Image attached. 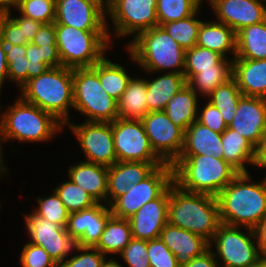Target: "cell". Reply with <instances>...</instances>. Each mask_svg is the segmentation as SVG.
Wrapping results in <instances>:
<instances>
[{"label":"cell","mask_w":266,"mask_h":267,"mask_svg":"<svg viewBox=\"0 0 266 267\" xmlns=\"http://www.w3.org/2000/svg\"><path fill=\"white\" fill-rule=\"evenodd\" d=\"M250 173H239L216 196L222 224L256 227L266 216V178L253 183Z\"/></svg>","instance_id":"obj_1"},{"label":"cell","mask_w":266,"mask_h":267,"mask_svg":"<svg viewBox=\"0 0 266 267\" xmlns=\"http://www.w3.org/2000/svg\"><path fill=\"white\" fill-rule=\"evenodd\" d=\"M168 223L211 242L221 224L217 198L185 191L173 182L169 186Z\"/></svg>","instance_id":"obj_2"},{"label":"cell","mask_w":266,"mask_h":267,"mask_svg":"<svg viewBox=\"0 0 266 267\" xmlns=\"http://www.w3.org/2000/svg\"><path fill=\"white\" fill-rule=\"evenodd\" d=\"M172 166L173 182L181 189L215 197L239 174L224 159L207 155H180Z\"/></svg>","instance_id":"obj_3"},{"label":"cell","mask_w":266,"mask_h":267,"mask_svg":"<svg viewBox=\"0 0 266 267\" xmlns=\"http://www.w3.org/2000/svg\"><path fill=\"white\" fill-rule=\"evenodd\" d=\"M62 126L54 115L19 97L0 115V145L8 140L47 142Z\"/></svg>","instance_id":"obj_4"},{"label":"cell","mask_w":266,"mask_h":267,"mask_svg":"<svg viewBox=\"0 0 266 267\" xmlns=\"http://www.w3.org/2000/svg\"><path fill=\"white\" fill-rule=\"evenodd\" d=\"M20 97L54 115L66 125L73 107V68L51 67L40 76L27 80Z\"/></svg>","instance_id":"obj_5"},{"label":"cell","mask_w":266,"mask_h":267,"mask_svg":"<svg viewBox=\"0 0 266 267\" xmlns=\"http://www.w3.org/2000/svg\"><path fill=\"white\" fill-rule=\"evenodd\" d=\"M126 48L129 50V57L147 73L168 69H174L171 71L174 73H184L185 50L162 26L141 32Z\"/></svg>","instance_id":"obj_6"},{"label":"cell","mask_w":266,"mask_h":267,"mask_svg":"<svg viewBox=\"0 0 266 267\" xmlns=\"http://www.w3.org/2000/svg\"><path fill=\"white\" fill-rule=\"evenodd\" d=\"M56 45L62 66L92 67L101 61L112 43L110 30H80L55 24Z\"/></svg>","instance_id":"obj_7"},{"label":"cell","mask_w":266,"mask_h":267,"mask_svg":"<svg viewBox=\"0 0 266 267\" xmlns=\"http://www.w3.org/2000/svg\"><path fill=\"white\" fill-rule=\"evenodd\" d=\"M73 109L89 122H113L118 118L117 101L103 91L98 62L92 67L73 68Z\"/></svg>","instance_id":"obj_8"},{"label":"cell","mask_w":266,"mask_h":267,"mask_svg":"<svg viewBox=\"0 0 266 267\" xmlns=\"http://www.w3.org/2000/svg\"><path fill=\"white\" fill-rule=\"evenodd\" d=\"M246 233L239 226L220 224L209 247L214 244V257L220 258L222 267H254L263 258L257 248L253 230L245 227ZM214 241V242H213Z\"/></svg>","instance_id":"obj_9"},{"label":"cell","mask_w":266,"mask_h":267,"mask_svg":"<svg viewBox=\"0 0 266 267\" xmlns=\"http://www.w3.org/2000/svg\"><path fill=\"white\" fill-rule=\"evenodd\" d=\"M172 183L173 166L164 163L116 198L109 205L111 214L118 218H130L145 203L158 198Z\"/></svg>","instance_id":"obj_10"},{"label":"cell","mask_w":266,"mask_h":267,"mask_svg":"<svg viewBox=\"0 0 266 267\" xmlns=\"http://www.w3.org/2000/svg\"><path fill=\"white\" fill-rule=\"evenodd\" d=\"M111 125L117 161L164 163L152 150L141 120L117 118Z\"/></svg>","instance_id":"obj_11"},{"label":"cell","mask_w":266,"mask_h":267,"mask_svg":"<svg viewBox=\"0 0 266 267\" xmlns=\"http://www.w3.org/2000/svg\"><path fill=\"white\" fill-rule=\"evenodd\" d=\"M157 0H111L108 16L113 21L115 37L135 34L158 26Z\"/></svg>","instance_id":"obj_12"},{"label":"cell","mask_w":266,"mask_h":267,"mask_svg":"<svg viewBox=\"0 0 266 267\" xmlns=\"http://www.w3.org/2000/svg\"><path fill=\"white\" fill-rule=\"evenodd\" d=\"M141 122L155 154L164 163L173 164L182 152L185 132L164 111L148 112Z\"/></svg>","instance_id":"obj_13"},{"label":"cell","mask_w":266,"mask_h":267,"mask_svg":"<svg viewBox=\"0 0 266 267\" xmlns=\"http://www.w3.org/2000/svg\"><path fill=\"white\" fill-rule=\"evenodd\" d=\"M68 124L86 156V162L107 167L117 162L111 123L86 121L77 125L69 121Z\"/></svg>","instance_id":"obj_14"},{"label":"cell","mask_w":266,"mask_h":267,"mask_svg":"<svg viewBox=\"0 0 266 267\" xmlns=\"http://www.w3.org/2000/svg\"><path fill=\"white\" fill-rule=\"evenodd\" d=\"M25 225L30 243L44 250L60 265L75 248L76 241L69 235L66 228L36 216L33 212L25 214Z\"/></svg>","instance_id":"obj_15"},{"label":"cell","mask_w":266,"mask_h":267,"mask_svg":"<svg viewBox=\"0 0 266 267\" xmlns=\"http://www.w3.org/2000/svg\"><path fill=\"white\" fill-rule=\"evenodd\" d=\"M228 127L237 131L257 149L266 135V99L242 96L235 117Z\"/></svg>","instance_id":"obj_16"},{"label":"cell","mask_w":266,"mask_h":267,"mask_svg":"<svg viewBox=\"0 0 266 267\" xmlns=\"http://www.w3.org/2000/svg\"><path fill=\"white\" fill-rule=\"evenodd\" d=\"M106 15L88 0H56L54 23L80 30H108Z\"/></svg>","instance_id":"obj_17"},{"label":"cell","mask_w":266,"mask_h":267,"mask_svg":"<svg viewBox=\"0 0 266 267\" xmlns=\"http://www.w3.org/2000/svg\"><path fill=\"white\" fill-rule=\"evenodd\" d=\"M109 206L102 203L69 215L66 231L81 247H95L100 240L108 219L112 216Z\"/></svg>","instance_id":"obj_18"},{"label":"cell","mask_w":266,"mask_h":267,"mask_svg":"<svg viewBox=\"0 0 266 267\" xmlns=\"http://www.w3.org/2000/svg\"><path fill=\"white\" fill-rule=\"evenodd\" d=\"M218 22L236 33L243 27L266 19V4L261 0H209Z\"/></svg>","instance_id":"obj_19"},{"label":"cell","mask_w":266,"mask_h":267,"mask_svg":"<svg viewBox=\"0 0 266 267\" xmlns=\"http://www.w3.org/2000/svg\"><path fill=\"white\" fill-rule=\"evenodd\" d=\"M169 187L156 199L145 203L128 218L132 238L141 240L157 239L168 223Z\"/></svg>","instance_id":"obj_20"},{"label":"cell","mask_w":266,"mask_h":267,"mask_svg":"<svg viewBox=\"0 0 266 267\" xmlns=\"http://www.w3.org/2000/svg\"><path fill=\"white\" fill-rule=\"evenodd\" d=\"M164 163H145L140 161H117L108 167L106 204L108 206L123 195L130 186L139 183L156 167Z\"/></svg>","instance_id":"obj_21"},{"label":"cell","mask_w":266,"mask_h":267,"mask_svg":"<svg viewBox=\"0 0 266 267\" xmlns=\"http://www.w3.org/2000/svg\"><path fill=\"white\" fill-rule=\"evenodd\" d=\"M159 238L175 255L180 267L209 249V242L203 237L169 223L164 226Z\"/></svg>","instance_id":"obj_22"},{"label":"cell","mask_w":266,"mask_h":267,"mask_svg":"<svg viewBox=\"0 0 266 267\" xmlns=\"http://www.w3.org/2000/svg\"><path fill=\"white\" fill-rule=\"evenodd\" d=\"M232 78L243 96L266 99V59H233Z\"/></svg>","instance_id":"obj_23"},{"label":"cell","mask_w":266,"mask_h":267,"mask_svg":"<svg viewBox=\"0 0 266 267\" xmlns=\"http://www.w3.org/2000/svg\"><path fill=\"white\" fill-rule=\"evenodd\" d=\"M68 177L73 183L88 192L98 203L104 201L106 204L107 166L81 161L68 169Z\"/></svg>","instance_id":"obj_24"},{"label":"cell","mask_w":266,"mask_h":267,"mask_svg":"<svg viewBox=\"0 0 266 267\" xmlns=\"http://www.w3.org/2000/svg\"><path fill=\"white\" fill-rule=\"evenodd\" d=\"M222 134L216 133L197 120L185 131L180 155H207L223 159Z\"/></svg>","instance_id":"obj_25"},{"label":"cell","mask_w":266,"mask_h":267,"mask_svg":"<svg viewBox=\"0 0 266 267\" xmlns=\"http://www.w3.org/2000/svg\"><path fill=\"white\" fill-rule=\"evenodd\" d=\"M187 84L184 74L167 72L153 80L146 79L149 112L164 111L167 103Z\"/></svg>","instance_id":"obj_26"},{"label":"cell","mask_w":266,"mask_h":267,"mask_svg":"<svg viewBox=\"0 0 266 267\" xmlns=\"http://www.w3.org/2000/svg\"><path fill=\"white\" fill-rule=\"evenodd\" d=\"M196 45L220 53L227 58L230 51L236 57V32L222 22H203L199 28Z\"/></svg>","instance_id":"obj_27"},{"label":"cell","mask_w":266,"mask_h":267,"mask_svg":"<svg viewBox=\"0 0 266 267\" xmlns=\"http://www.w3.org/2000/svg\"><path fill=\"white\" fill-rule=\"evenodd\" d=\"M223 159L239 173H248L245 163L255 165L256 148L237 131L227 129L222 133Z\"/></svg>","instance_id":"obj_28"},{"label":"cell","mask_w":266,"mask_h":267,"mask_svg":"<svg viewBox=\"0 0 266 267\" xmlns=\"http://www.w3.org/2000/svg\"><path fill=\"white\" fill-rule=\"evenodd\" d=\"M198 95L186 84L167 103L164 110L168 118L184 132L197 120Z\"/></svg>","instance_id":"obj_29"},{"label":"cell","mask_w":266,"mask_h":267,"mask_svg":"<svg viewBox=\"0 0 266 267\" xmlns=\"http://www.w3.org/2000/svg\"><path fill=\"white\" fill-rule=\"evenodd\" d=\"M232 59H266V19L236 33V57Z\"/></svg>","instance_id":"obj_30"},{"label":"cell","mask_w":266,"mask_h":267,"mask_svg":"<svg viewBox=\"0 0 266 267\" xmlns=\"http://www.w3.org/2000/svg\"><path fill=\"white\" fill-rule=\"evenodd\" d=\"M146 79L132 78L117 101L118 118L141 120L149 111L146 102Z\"/></svg>","instance_id":"obj_31"},{"label":"cell","mask_w":266,"mask_h":267,"mask_svg":"<svg viewBox=\"0 0 266 267\" xmlns=\"http://www.w3.org/2000/svg\"><path fill=\"white\" fill-rule=\"evenodd\" d=\"M132 232L128 219L111 216L95 246L102 254H120L131 241Z\"/></svg>","instance_id":"obj_32"},{"label":"cell","mask_w":266,"mask_h":267,"mask_svg":"<svg viewBox=\"0 0 266 267\" xmlns=\"http://www.w3.org/2000/svg\"><path fill=\"white\" fill-rule=\"evenodd\" d=\"M232 64L233 60L223 58L215 65V69L202 70L193 75L187 84L197 95L199 92V94L208 97L219 85L232 78Z\"/></svg>","instance_id":"obj_33"},{"label":"cell","mask_w":266,"mask_h":267,"mask_svg":"<svg viewBox=\"0 0 266 267\" xmlns=\"http://www.w3.org/2000/svg\"><path fill=\"white\" fill-rule=\"evenodd\" d=\"M98 77L103 91L116 101L125 92L131 79L123 66L113 63L109 59L107 60L106 57L98 62Z\"/></svg>","instance_id":"obj_34"},{"label":"cell","mask_w":266,"mask_h":267,"mask_svg":"<svg viewBox=\"0 0 266 267\" xmlns=\"http://www.w3.org/2000/svg\"><path fill=\"white\" fill-rule=\"evenodd\" d=\"M242 96L236 81L230 78L227 82L219 85L207 99L208 102L219 110L224 122L228 126L235 117L238 102Z\"/></svg>","instance_id":"obj_35"},{"label":"cell","mask_w":266,"mask_h":267,"mask_svg":"<svg viewBox=\"0 0 266 267\" xmlns=\"http://www.w3.org/2000/svg\"><path fill=\"white\" fill-rule=\"evenodd\" d=\"M0 41L8 63V79L15 81L21 89L28 80L29 60L26 58V44L13 45L1 35Z\"/></svg>","instance_id":"obj_36"},{"label":"cell","mask_w":266,"mask_h":267,"mask_svg":"<svg viewBox=\"0 0 266 267\" xmlns=\"http://www.w3.org/2000/svg\"><path fill=\"white\" fill-rule=\"evenodd\" d=\"M26 58L29 60L28 80L51 67L62 66L57 46H36L32 43L26 44Z\"/></svg>","instance_id":"obj_37"},{"label":"cell","mask_w":266,"mask_h":267,"mask_svg":"<svg viewBox=\"0 0 266 267\" xmlns=\"http://www.w3.org/2000/svg\"><path fill=\"white\" fill-rule=\"evenodd\" d=\"M198 9L193 15L181 20L171 21L162 25L165 31L186 51L196 45L202 21L195 19Z\"/></svg>","instance_id":"obj_38"},{"label":"cell","mask_w":266,"mask_h":267,"mask_svg":"<svg viewBox=\"0 0 266 267\" xmlns=\"http://www.w3.org/2000/svg\"><path fill=\"white\" fill-rule=\"evenodd\" d=\"M203 0H157L158 26L193 15Z\"/></svg>","instance_id":"obj_39"},{"label":"cell","mask_w":266,"mask_h":267,"mask_svg":"<svg viewBox=\"0 0 266 267\" xmlns=\"http://www.w3.org/2000/svg\"><path fill=\"white\" fill-rule=\"evenodd\" d=\"M223 58L224 57L220 53L211 51L198 45L186 50L185 67L183 73L186 82L193 75L200 73L202 70L215 69V65L218 64Z\"/></svg>","instance_id":"obj_40"},{"label":"cell","mask_w":266,"mask_h":267,"mask_svg":"<svg viewBox=\"0 0 266 267\" xmlns=\"http://www.w3.org/2000/svg\"><path fill=\"white\" fill-rule=\"evenodd\" d=\"M67 210L77 212L91 208L98 202L70 179L54 189Z\"/></svg>","instance_id":"obj_41"},{"label":"cell","mask_w":266,"mask_h":267,"mask_svg":"<svg viewBox=\"0 0 266 267\" xmlns=\"http://www.w3.org/2000/svg\"><path fill=\"white\" fill-rule=\"evenodd\" d=\"M55 6L56 0H19L15 10L26 18L49 24L55 22Z\"/></svg>","instance_id":"obj_42"},{"label":"cell","mask_w":266,"mask_h":267,"mask_svg":"<svg viewBox=\"0 0 266 267\" xmlns=\"http://www.w3.org/2000/svg\"><path fill=\"white\" fill-rule=\"evenodd\" d=\"M37 202L39 207L32 211L36 216L44 217L48 221L66 228L70 212L55 191L49 197L37 198Z\"/></svg>","instance_id":"obj_43"},{"label":"cell","mask_w":266,"mask_h":267,"mask_svg":"<svg viewBox=\"0 0 266 267\" xmlns=\"http://www.w3.org/2000/svg\"><path fill=\"white\" fill-rule=\"evenodd\" d=\"M74 250L78 255L70 256L59 267H101L107 256L95 247H81L76 245Z\"/></svg>","instance_id":"obj_44"},{"label":"cell","mask_w":266,"mask_h":267,"mask_svg":"<svg viewBox=\"0 0 266 267\" xmlns=\"http://www.w3.org/2000/svg\"><path fill=\"white\" fill-rule=\"evenodd\" d=\"M147 253L150 267H180L175 255L160 238L147 241Z\"/></svg>","instance_id":"obj_45"},{"label":"cell","mask_w":266,"mask_h":267,"mask_svg":"<svg viewBox=\"0 0 266 267\" xmlns=\"http://www.w3.org/2000/svg\"><path fill=\"white\" fill-rule=\"evenodd\" d=\"M20 262L22 267H59L44 248L30 242L24 244Z\"/></svg>","instance_id":"obj_46"},{"label":"cell","mask_w":266,"mask_h":267,"mask_svg":"<svg viewBox=\"0 0 266 267\" xmlns=\"http://www.w3.org/2000/svg\"><path fill=\"white\" fill-rule=\"evenodd\" d=\"M120 255L129 267H150L146 240L132 238Z\"/></svg>","instance_id":"obj_47"},{"label":"cell","mask_w":266,"mask_h":267,"mask_svg":"<svg viewBox=\"0 0 266 267\" xmlns=\"http://www.w3.org/2000/svg\"><path fill=\"white\" fill-rule=\"evenodd\" d=\"M197 121L220 134L228 127L219 110L210 102H207L200 112L198 111Z\"/></svg>","instance_id":"obj_48"},{"label":"cell","mask_w":266,"mask_h":267,"mask_svg":"<svg viewBox=\"0 0 266 267\" xmlns=\"http://www.w3.org/2000/svg\"><path fill=\"white\" fill-rule=\"evenodd\" d=\"M0 35L13 45L29 43L26 37H23L21 28L6 13L0 14Z\"/></svg>","instance_id":"obj_49"},{"label":"cell","mask_w":266,"mask_h":267,"mask_svg":"<svg viewBox=\"0 0 266 267\" xmlns=\"http://www.w3.org/2000/svg\"><path fill=\"white\" fill-rule=\"evenodd\" d=\"M22 30L23 37H26L27 41L31 43L33 40L34 36L37 34V32L40 30L41 26L43 23L26 18L22 15H20L18 18L17 17H12L11 16V11L6 13Z\"/></svg>","instance_id":"obj_50"},{"label":"cell","mask_w":266,"mask_h":267,"mask_svg":"<svg viewBox=\"0 0 266 267\" xmlns=\"http://www.w3.org/2000/svg\"><path fill=\"white\" fill-rule=\"evenodd\" d=\"M31 43L38 47L57 46L55 23L43 24Z\"/></svg>","instance_id":"obj_51"},{"label":"cell","mask_w":266,"mask_h":267,"mask_svg":"<svg viewBox=\"0 0 266 267\" xmlns=\"http://www.w3.org/2000/svg\"><path fill=\"white\" fill-rule=\"evenodd\" d=\"M212 247L213 246L209 247V249L202 255L194 257L190 263L182 267H221V265H218L220 264V262H218V259L214 257L211 249Z\"/></svg>","instance_id":"obj_52"},{"label":"cell","mask_w":266,"mask_h":267,"mask_svg":"<svg viewBox=\"0 0 266 267\" xmlns=\"http://www.w3.org/2000/svg\"><path fill=\"white\" fill-rule=\"evenodd\" d=\"M252 230L259 253L263 259H266V216Z\"/></svg>","instance_id":"obj_53"},{"label":"cell","mask_w":266,"mask_h":267,"mask_svg":"<svg viewBox=\"0 0 266 267\" xmlns=\"http://www.w3.org/2000/svg\"><path fill=\"white\" fill-rule=\"evenodd\" d=\"M255 166L266 168V135L256 149Z\"/></svg>","instance_id":"obj_54"},{"label":"cell","mask_w":266,"mask_h":267,"mask_svg":"<svg viewBox=\"0 0 266 267\" xmlns=\"http://www.w3.org/2000/svg\"><path fill=\"white\" fill-rule=\"evenodd\" d=\"M5 79H8V63L6 60V54L1 47L0 41V91L3 86L2 84L5 82Z\"/></svg>","instance_id":"obj_55"},{"label":"cell","mask_w":266,"mask_h":267,"mask_svg":"<svg viewBox=\"0 0 266 267\" xmlns=\"http://www.w3.org/2000/svg\"><path fill=\"white\" fill-rule=\"evenodd\" d=\"M15 0H0V14H5L10 12L11 7L12 9L16 6Z\"/></svg>","instance_id":"obj_56"},{"label":"cell","mask_w":266,"mask_h":267,"mask_svg":"<svg viewBox=\"0 0 266 267\" xmlns=\"http://www.w3.org/2000/svg\"><path fill=\"white\" fill-rule=\"evenodd\" d=\"M99 6L106 14L108 13L111 5V0H88Z\"/></svg>","instance_id":"obj_57"},{"label":"cell","mask_w":266,"mask_h":267,"mask_svg":"<svg viewBox=\"0 0 266 267\" xmlns=\"http://www.w3.org/2000/svg\"><path fill=\"white\" fill-rule=\"evenodd\" d=\"M101 267H123V266H121L114 259H109L107 261L105 259L104 262L102 263Z\"/></svg>","instance_id":"obj_58"},{"label":"cell","mask_w":266,"mask_h":267,"mask_svg":"<svg viewBox=\"0 0 266 267\" xmlns=\"http://www.w3.org/2000/svg\"><path fill=\"white\" fill-rule=\"evenodd\" d=\"M3 157H0V178L2 177V175L5 173L6 174V172H7V168L8 167H6V164L4 163V160L2 159Z\"/></svg>","instance_id":"obj_59"},{"label":"cell","mask_w":266,"mask_h":267,"mask_svg":"<svg viewBox=\"0 0 266 267\" xmlns=\"http://www.w3.org/2000/svg\"><path fill=\"white\" fill-rule=\"evenodd\" d=\"M254 267H266V259H262L258 264Z\"/></svg>","instance_id":"obj_60"},{"label":"cell","mask_w":266,"mask_h":267,"mask_svg":"<svg viewBox=\"0 0 266 267\" xmlns=\"http://www.w3.org/2000/svg\"><path fill=\"white\" fill-rule=\"evenodd\" d=\"M2 148H3V147L0 145V157H3V156H2Z\"/></svg>","instance_id":"obj_61"}]
</instances>
